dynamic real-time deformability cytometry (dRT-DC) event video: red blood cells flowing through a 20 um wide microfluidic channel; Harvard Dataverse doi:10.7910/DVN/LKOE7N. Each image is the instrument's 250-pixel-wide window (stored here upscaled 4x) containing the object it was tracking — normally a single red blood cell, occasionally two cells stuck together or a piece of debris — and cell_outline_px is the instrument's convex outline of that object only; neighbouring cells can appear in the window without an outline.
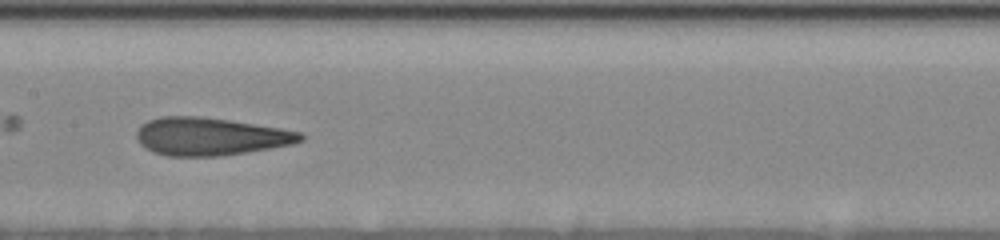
{"species": "human", "species_latin": "Homo sapiens", "temperature_condition": "cold", "stored_images_in_passage": 49, "camera_frame_rate_fps": 3000, "um_per_image_px": 0.085, "donor": {"sex": "female"}, "frame": {"image": 1, "passage_image": 26, "time_ms": 8.333, "image_size_px": [1000, 240], "cell_outline_px": [[304, 140], [296, 144], [272, 148], [220, 156], [168, 156], [152, 152], [144, 148], [136, 140], [136, 132], [140, 124], [148, 120], [160, 116], [200, 116], [228, 120], [280, 128], [300, 132], [304, 136]], "centroid_in_image_um": [17.84, 11.6], "position_along_channel_um": 189.6, "area_um2": 36.41}}
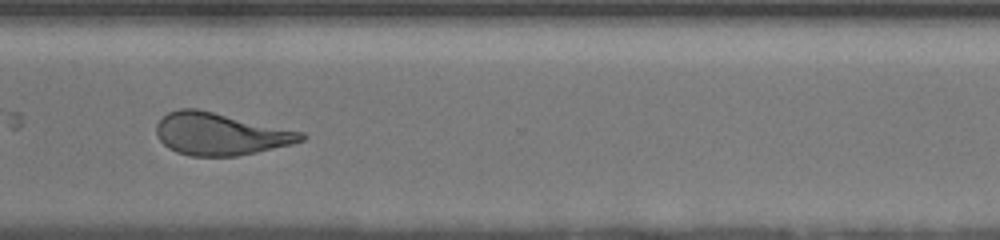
{"frame": {"image": 2, "passage_image": 40, "time_ms": 13.0, "image_size_px": [1000, 240], "cell_outline_px": [[308, 136], [304, 140], [292, 144], [256, 152], [236, 156], [192, 156], [176, 152], [168, 148], [160, 140], [156, 132], [156, 124], [168, 112], [180, 108], [196, 108], [304, 132]], "centroid_in_image_um": [18.73, 11.39], "position_along_channel_um": 351.9, "area_um2": 35.6}}
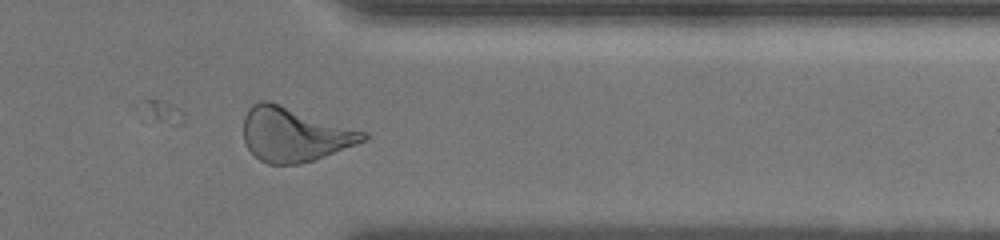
{"frame": {"image": 3, "passage_image": 43, "time_ms": 14.0, "image_size_px": [1000, 240], "cell_outline_px": [[372, 136], [368, 140], [312, 160], [300, 164], [268, 164], [260, 160], [248, 148], [244, 140], [244, 116], [248, 108], [252, 104], [260, 100], [268, 100], [368, 132]], "centroid_in_image_um": [25.04, 11.41], "position_along_channel_um": 386.4, "area_um2": 37.86}, "authors_computed_cell_mechanics": {"area_um2": 35.547, "velocity_mm_per_s": 3.4977, "shape_relaxation_time_tau1_ms": null, "shape_relaxation_time_tau2_ms": 1.5903, "deformation_change_tau1": null, "deformation_change_tau2": 0.0879}}